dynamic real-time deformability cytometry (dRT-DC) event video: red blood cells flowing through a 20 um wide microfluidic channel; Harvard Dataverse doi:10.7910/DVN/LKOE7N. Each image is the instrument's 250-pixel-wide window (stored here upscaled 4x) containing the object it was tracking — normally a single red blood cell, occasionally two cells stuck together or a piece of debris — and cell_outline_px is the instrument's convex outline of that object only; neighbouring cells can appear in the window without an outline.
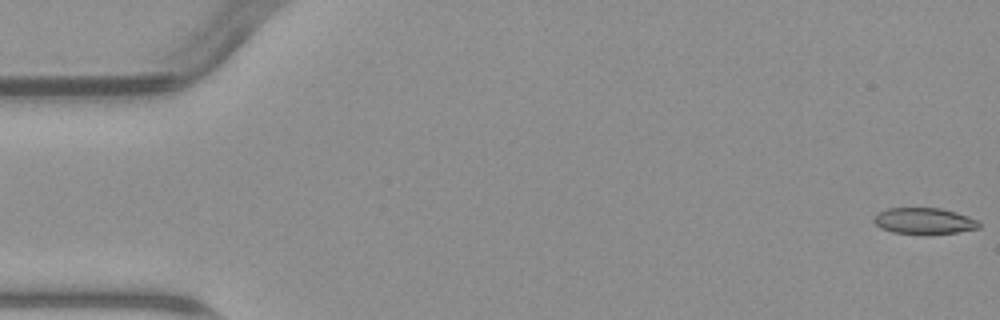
{"species": "common noctule bat (a hibernating species)", "species_latin": "Nyctalus noctula", "temperature_condition": "warm", "stored_images_in_passage": 5, "camera_frame_rate_fps": 3000, "um_per_image_px": 0.085, "animal": {"sex": "male", "body_mass_g": 23.1, "forearm_length_mm": 52.7}, "frame": {"image": 1, "passage_image": 1, "time_ms": 0.0, "image_size_px": [1000, 320], "cell_outline_px": [[980, 228], [956, 232], [924, 236], [892, 232], [880, 228], [872, 220], [880, 212], [888, 208], [940, 208], [956, 212], [968, 216], [976, 220], [980, 224]], "centroid_in_image_um": [78.55, 18.81], "position_along_channel_um": 6.5, "area_um2": 16.36}}
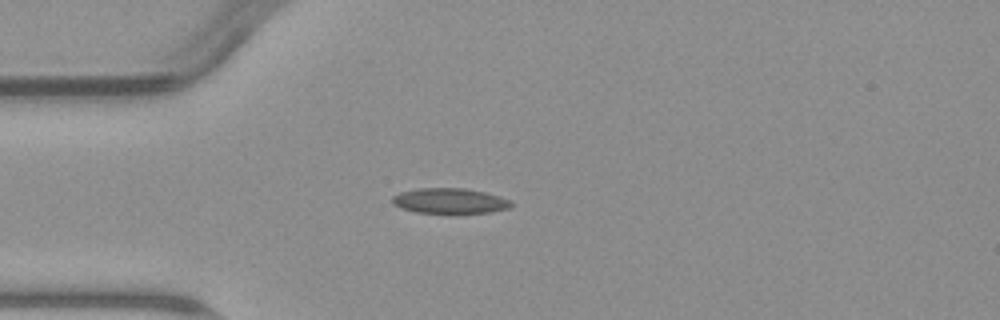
{"frame": {"image": 2, "passage_image": 5, "time_ms": 4.667, "image_size_px": [1000, 320], "cell_outline_px": [[512, 204], [508, 208], [492, 212], [452, 216], [416, 212], [400, 208], [392, 204], [392, 196], [400, 192], [420, 188], [464, 188], [484, 192], [500, 196], [512, 200]], "centroid_in_image_um": [38.23, 17.12], "position_along_channel_um": 46.8, "area_um2": 18.44}}